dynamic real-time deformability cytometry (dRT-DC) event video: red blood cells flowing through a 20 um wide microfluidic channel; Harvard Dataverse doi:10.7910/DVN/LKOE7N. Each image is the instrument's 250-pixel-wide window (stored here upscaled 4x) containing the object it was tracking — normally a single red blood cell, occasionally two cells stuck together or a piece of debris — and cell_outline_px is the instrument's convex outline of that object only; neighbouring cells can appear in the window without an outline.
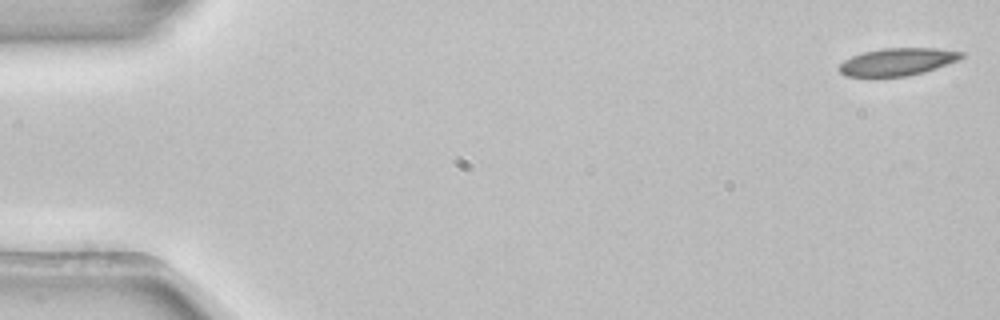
{"species": "common noctule bat (a hibernating species)", "species_latin": "Nyctalus noctula", "temperature_condition": "room temperature", "stored_images_in_passage": 5, "camera_frame_rate_fps": 3000, "um_per_image_px": 0.085, "animal": {"sex": "female", "body_mass_g": 22.7, "forearm_length_mm": 54.2}, "frame": {"image": 1, "passage_image": 1, "time_ms": 0.0, "image_size_px": [1000, 320], "cell_outline_px": [[964, 56], [960, 60], [924, 72], [908, 76], [872, 80], [844, 76], [840, 72], [840, 64], [844, 60], [852, 56], [864, 52], [884, 48], [936, 48], [964, 52]], "centroid_in_image_um": [76.24, 5.31], "position_along_channel_um": 8.8, "area_um2": 20.4}}
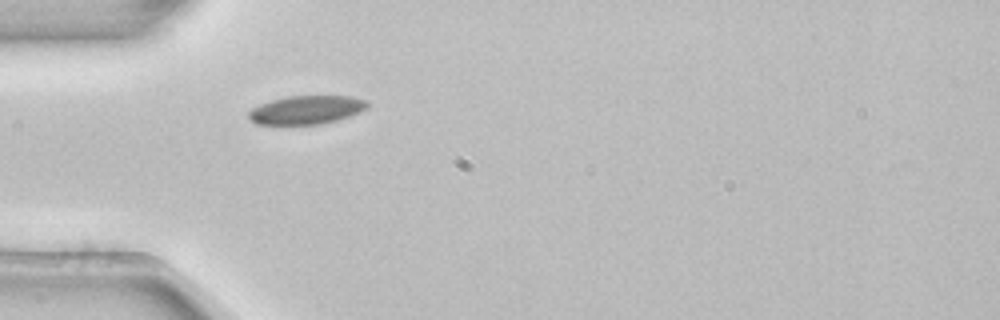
{"frame": {"image": 2, "passage_image": 5, "time_ms": 1.333, "image_size_px": [1000, 320], "cell_outline_px": [[368, 108], [360, 112], [336, 120], [320, 124], [256, 124], [248, 120], [248, 112], [252, 108], [260, 104], [272, 100], [288, 96], [352, 96], [368, 100]], "centroid_in_image_um": [26.04, 9.33], "position_along_channel_um": 59.0, "area_um2": 19.77}}